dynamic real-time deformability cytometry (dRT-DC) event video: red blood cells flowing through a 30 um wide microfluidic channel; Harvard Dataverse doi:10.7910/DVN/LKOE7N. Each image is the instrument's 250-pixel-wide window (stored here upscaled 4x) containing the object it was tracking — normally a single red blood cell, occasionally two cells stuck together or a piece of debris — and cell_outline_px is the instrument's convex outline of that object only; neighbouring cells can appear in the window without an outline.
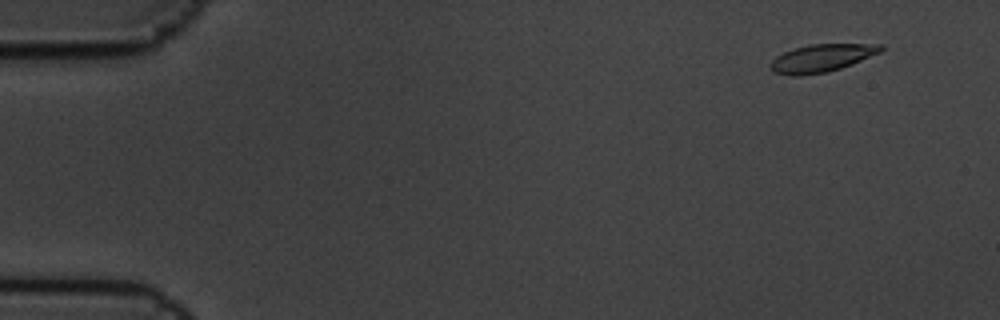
{"species": "common noctule bat (a hibernating species)", "species_latin": "Nyctalus noctula", "temperature_condition": "cold", "stored_images_in_passage": 5, "camera_frame_rate_fps": 3000, "um_per_image_px": 0.085, "animal": {"sex": "male", "body_mass_g": 19.5, "forearm_length_mm": 54.6}, "frame": {"image": 1, "passage_image": 2, "time_ms": 0.333, "image_size_px": [1000, 320], "cell_outline_px": [[884, 48], [880, 52], [852, 64], [828, 72], [800, 76], [792, 76], [772, 72], [768, 68], [768, 64], [776, 56], [784, 52], [808, 44], [884, 44]], "centroid_in_image_um": [69.79, 4.95], "position_along_channel_um": 15.2, "area_um2": 17.98}}
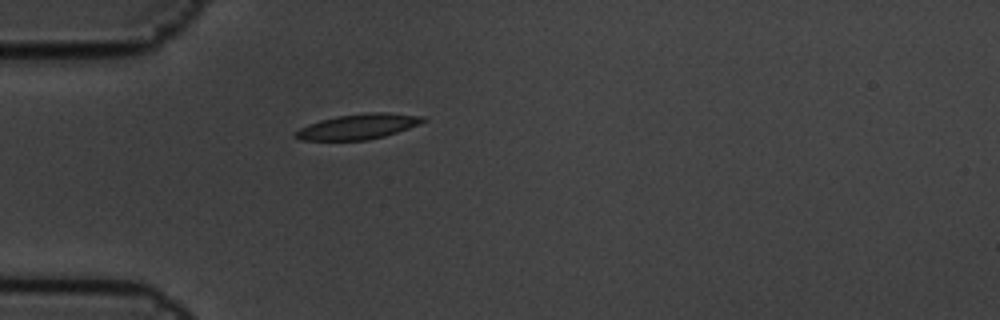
{"frame": {"image": 2, "passage_image": 5, "time_ms": 1.333, "image_size_px": [1000, 320], "cell_outline_px": [[428, 120], [408, 128], [384, 136], [368, 140], [300, 140], [292, 136], [300, 128], [308, 124], [320, 120], [336, 116], [368, 112], [388, 112], [424, 116]], "centroid_in_image_um": [30.44, 10.75], "position_along_channel_um": 54.6, "area_um2": 18.79}}